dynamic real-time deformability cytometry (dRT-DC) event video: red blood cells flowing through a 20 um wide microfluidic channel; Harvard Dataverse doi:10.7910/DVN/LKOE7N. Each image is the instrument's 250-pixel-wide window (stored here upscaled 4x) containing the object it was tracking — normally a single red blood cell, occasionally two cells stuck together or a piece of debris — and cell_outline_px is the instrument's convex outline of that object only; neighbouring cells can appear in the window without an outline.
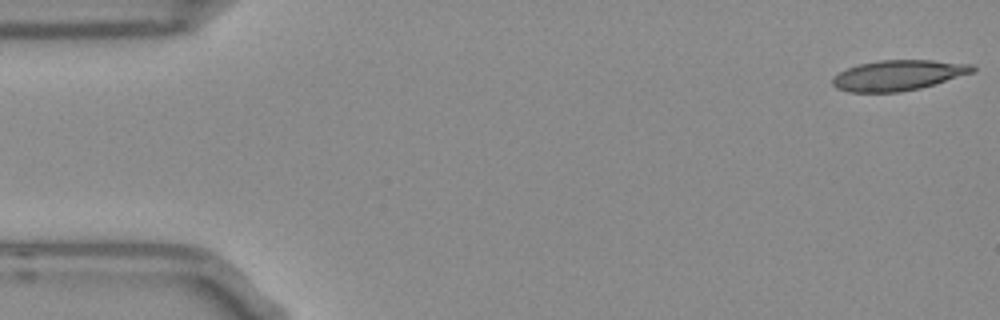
{"species": "Egyptian fruit bat (a non-hibernating species)", "species_latin": "Rousettus aegyptiacus", "temperature_condition": "room temperature", "stored_images_in_passage": 53, "camera_frame_rate_fps": 3000, "um_per_image_px": 0.085, "frame": {"image": 1, "passage_image": 1, "time_ms": 0.0, "image_size_px": [1000, 320], "cell_outline_px": [[976, 68], [972, 72], [920, 88], [900, 92], [848, 92], [836, 88], [832, 84], [832, 76], [848, 68], [860, 64], [880, 60], [932, 60], [972, 64]], "centroid_in_image_um": [76.3, 6.4], "position_along_channel_um": 8.7, "area_um2": 24.57}}
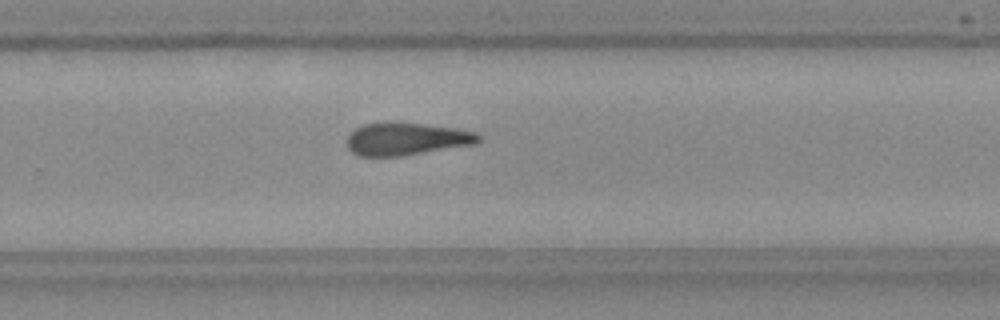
{"frame": {"image": 2, "passage_image": 34, "time_ms": 11.0, "image_size_px": [1000, 320], "cell_outline_px": [[480, 140], [476, 144], [400, 156], [356, 156], [348, 148], [348, 136], [356, 128], [364, 124], [420, 124], [456, 128], [476, 132], [480, 136]], "centroid_in_image_um": [34.57, 11.84], "position_along_channel_um": 295.2, "area_um2": 24.33}}
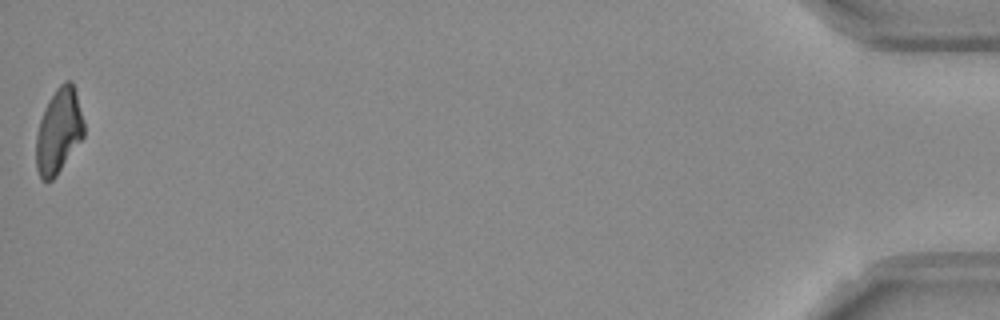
{"frame": {"image": 3, "passage_image": 53, "time_ms": 17.333, "image_size_px": [1000, 320], "cell_outline_px": [[84, 136], [56, 176], [52, 180], [40, 180], [36, 168], [36, 136], [40, 120], [44, 108], [48, 100], [56, 88], [64, 80], [72, 80], [76, 92], [84, 120]], "centroid_in_image_um": [4.99, 11.12], "position_along_channel_um": 430.2, "area_um2": 23.81}, "authors_computed_cell_mechanics": {"area_um2": 25.2008, "velocity_mm_per_s": 3.75, "shape_relaxation_time_tau1_ms": null, "shape_relaxation_time_tau2_ms": 10.2845, "deformation_change_tau1": null, "deformation_change_tau2": 0.2372}}